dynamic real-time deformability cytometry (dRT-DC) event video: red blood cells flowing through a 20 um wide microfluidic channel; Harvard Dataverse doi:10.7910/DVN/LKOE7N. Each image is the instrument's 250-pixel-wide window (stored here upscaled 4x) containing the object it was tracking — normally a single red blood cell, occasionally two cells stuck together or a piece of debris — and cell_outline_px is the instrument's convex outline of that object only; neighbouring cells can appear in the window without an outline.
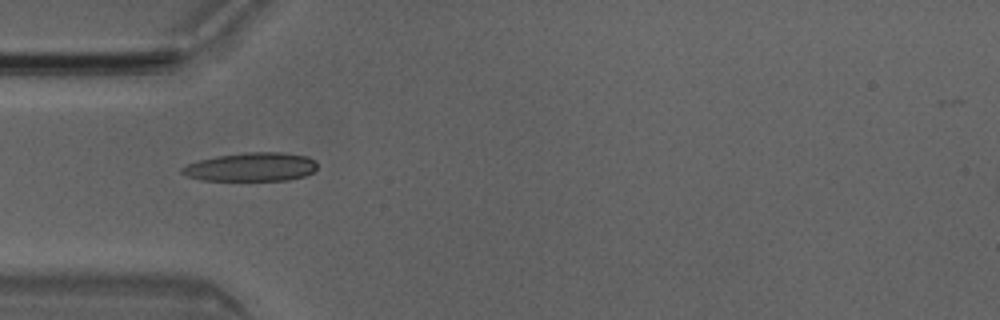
{"species": "Egyptian fruit bat (a non-hibernating species)", "species_latin": "Rousettus aegyptiacus", "temperature_condition": "room temperature", "stored_images_in_passage": 5, "camera_frame_rate_fps": 3000, "um_per_image_px": 0.085, "animal": {"sex": "male"}, "frame": {"image": 1, "passage_image": 4, "time_ms": 1.0, "image_size_px": [1000, 320], "cell_outline_px": [[316, 168], [312, 172], [304, 176], [288, 180], [200, 180], [188, 176], [180, 172], [180, 168], [188, 164], [200, 160], [216, 156], [244, 152], [284, 152], [308, 156], [316, 160]], "centroid_in_image_um": [21.37, 14.18], "position_along_channel_um": 63.6, "area_um2": 22.66}}